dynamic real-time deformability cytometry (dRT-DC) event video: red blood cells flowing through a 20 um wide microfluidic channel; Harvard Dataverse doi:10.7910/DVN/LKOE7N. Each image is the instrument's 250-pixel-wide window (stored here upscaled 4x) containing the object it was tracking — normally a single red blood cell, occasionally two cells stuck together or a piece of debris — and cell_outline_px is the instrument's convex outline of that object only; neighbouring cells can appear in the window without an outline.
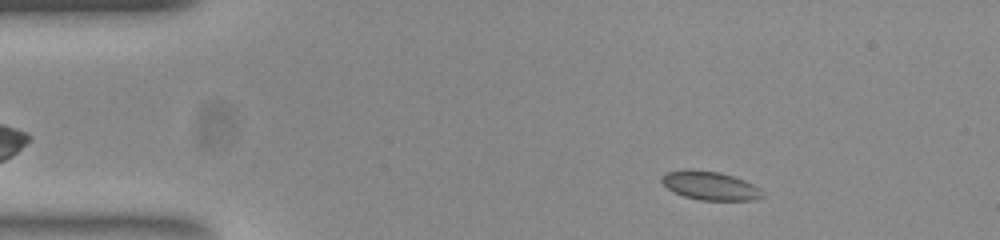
{"species": "common noctule bat (a hibernating species)", "species_latin": "Nyctalus noctula", "temperature_condition": "room temperature", "stored_images_in_passage": 50, "camera_frame_rate_fps": 3000, "um_per_image_px": 0.085, "animal": {"sex": "female", "body_mass_g": 23.0, "forearm_length_mm": 53.4}, "frame": {"image": 1, "passage_image": 5, "time_ms": 1.333, "image_size_px": [1000, 240], "cell_outline_px": [[764, 196], [756, 200], [700, 200], [684, 196], [672, 192], [660, 180], [668, 172], [688, 168], [692, 168], [720, 172], [744, 180], [760, 188], [764, 192]], "centroid_in_image_um": [60.37, 15.78], "position_along_channel_um": 24.6, "area_um2": 16.94}}
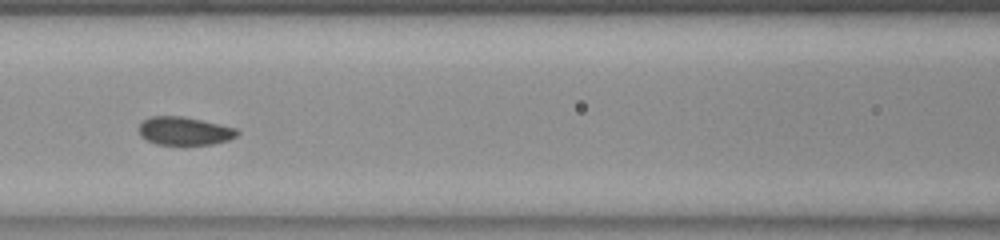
{"frame": {"image": 2, "passage_image": 20, "time_ms": 6.333, "image_size_px": [1000, 240], "cell_outline_px": [[240, 132], [236, 136], [228, 140], [212, 144], [156, 144], [140, 136], [140, 124], [144, 120], [152, 116], [180, 116], [220, 124], [236, 128]], "centroid_in_image_um": [15.69, 11.13], "position_along_channel_um": 150.9, "area_um2": 15.9}}
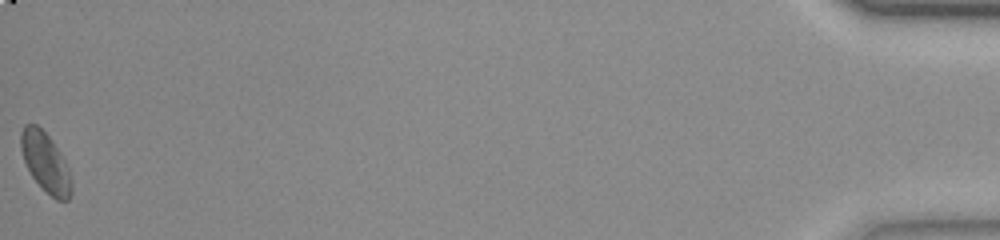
{"frame": {"image": 3, "passage_image": 50, "time_ms": 16.333, "image_size_px": [1000, 240], "cell_outline_px": [[72, 192], [68, 200], [56, 200], [32, 176], [24, 160], [20, 148], [20, 132], [24, 124], [36, 124], [48, 136], [64, 160], [68, 168], [72, 180]], "centroid_in_image_um": [3.86, 13.79], "position_along_channel_um": 431.3, "area_um2": 17.17}}